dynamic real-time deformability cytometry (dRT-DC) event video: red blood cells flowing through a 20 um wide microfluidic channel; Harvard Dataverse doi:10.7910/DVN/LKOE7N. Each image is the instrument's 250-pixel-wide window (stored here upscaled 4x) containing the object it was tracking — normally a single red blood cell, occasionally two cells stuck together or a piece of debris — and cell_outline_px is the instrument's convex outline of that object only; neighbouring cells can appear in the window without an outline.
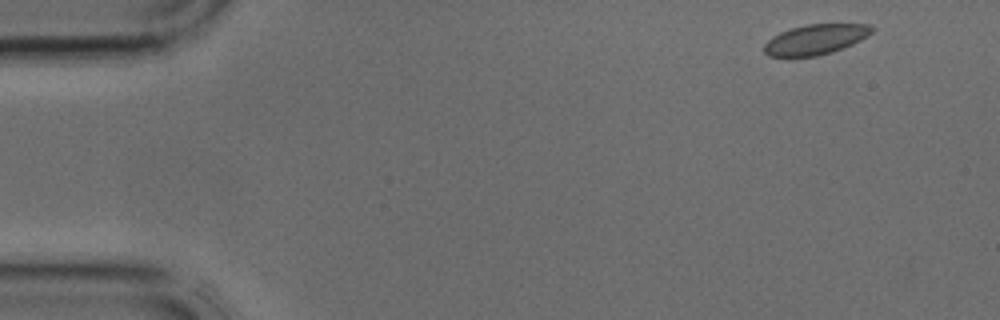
{"species": "common noctule bat (a hibernating species)", "species_latin": "Nyctalus noctula", "temperature_condition": "cold", "stored_images_in_passage": 2, "camera_frame_rate_fps": 3000, "um_per_image_px": 0.085, "animal": {"sex": "male", "body_mass_g": 17.9, "forearm_length_mm": 54.2}, "frame": {"image": 1, "passage_image": 1, "time_ms": 0.0, "image_size_px": [1000, 320], "cell_outline_px": [[876, 28], [868, 36], [852, 44], [832, 52], [816, 56], [788, 60], [768, 56], [764, 52], [764, 44], [772, 36], [780, 32], [804, 24], [872, 24]], "centroid_in_image_um": [69.26, 3.39], "position_along_channel_um": 15.7, "area_um2": 19.65}}
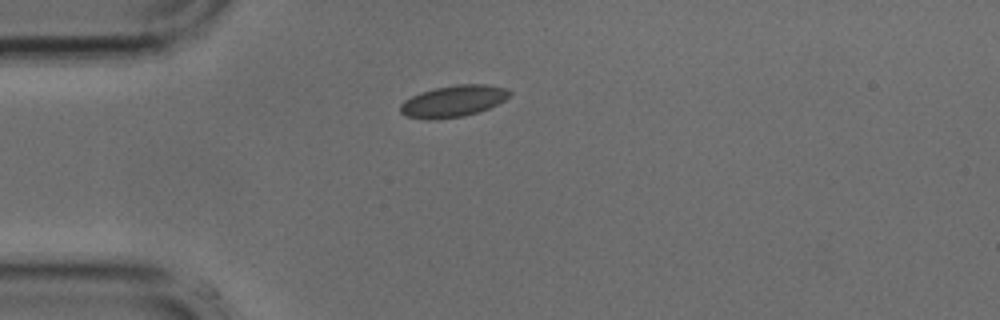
{"frame": {"image": 2, "passage_image": 2, "time_ms": 0.333, "image_size_px": [1000, 320], "cell_outline_px": [[512, 92], [504, 100], [488, 108], [464, 116], [428, 120], [408, 116], [400, 112], [400, 104], [404, 100], [420, 92], [436, 88], [456, 84], [488, 84], [504, 88]], "centroid_in_image_um": [38.5, 8.59], "position_along_channel_um": 46.5, "area_um2": 19.88}}